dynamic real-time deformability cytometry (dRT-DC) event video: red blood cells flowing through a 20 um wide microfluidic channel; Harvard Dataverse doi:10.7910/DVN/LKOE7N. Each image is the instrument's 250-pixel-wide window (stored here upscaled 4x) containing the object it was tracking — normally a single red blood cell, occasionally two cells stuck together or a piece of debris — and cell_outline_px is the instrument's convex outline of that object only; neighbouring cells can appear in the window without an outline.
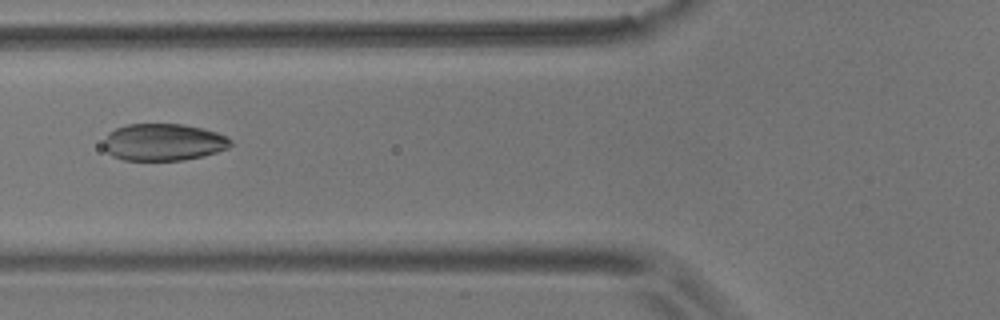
{"species": "common noctule bat (a hibernating species)", "species_latin": "Nyctalus noctula", "temperature_condition": "room temperature", "stored_images_in_passage": 55, "camera_frame_rate_fps": 3000, "um_per_image_px": 0.085, "animal": {"sex": "male", "body_mass_g": 17.9}, "frame": {"image": 1, "passage_image": 21, "time_ms": 6.667, "image_size_px": [1000, 320], "cell_outline_px": [[232, 144], [228, 148], [204, 156], [184, 160], [124, 160], [112, 156], [104, 148], [104, 140], [108, 132], [116, 128], [128, 124], [184, 124], [204, 128], [228, 136], [232, 140]], "centroid_in_image_um": [13.91, 12.08], "position_along_channel_um": 111.9, "area_um2": 27.63}}
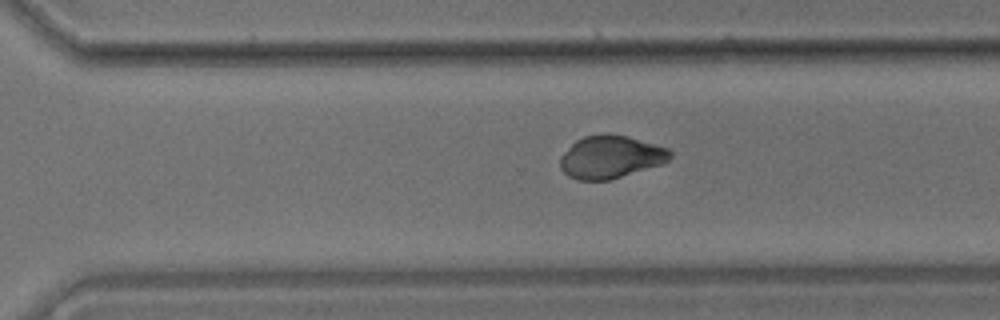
{"frame": {"image": 2, "passage_image": 38, "time_ms": 12.333, "image_size_px": [1000, 320], "cell_outline_px": [[672, 156], [664, 164], [608, 180], [576, 180], [568, 176], [560, 168], [560, 156], [576, 140], [584, 136], [604, 132], [612, 132], [628, 136], [668, 148], [672, 152]], "centroid_in_image_um": [51.91, 13.32], "position_along_channel_um": 318.7, "area_um2": 27.74}}
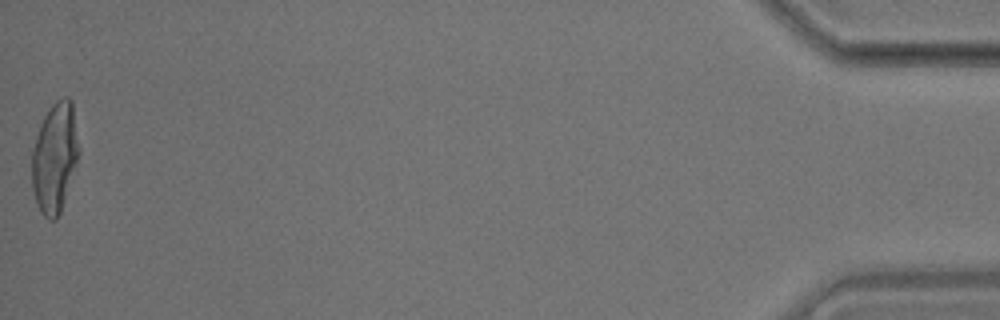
{"frame": {"image": 3, "passage_image": 55, "time_ms": 18.0, "image_size_px": [1000, 320], "cell_outline_px": [[80, 152], [60, 212], [56, 220], [48, 220], [40, 212], [36, 204], [32, 188], [32, 148], [40, 124], [48, 108], [56, 100], [64, 96], [68, 96], [72, 100], [80, 148]], "centroid_in_image_um": [4.65, 13.36], "position_along_channel_um": 430.5, "area_um2": 30.4}, "authors_computed_cell_mechanics": {"area_um2": 28.4376, "velocity_mm_per_s": 3.652, "shape_relaxation_time_tau1_ms": 4.7724, "shape_relaxation_time_tau2_ms": 0.837, "deformation_change_tau1": 0.1035, "deformation_change_tau2": 0.0489}}